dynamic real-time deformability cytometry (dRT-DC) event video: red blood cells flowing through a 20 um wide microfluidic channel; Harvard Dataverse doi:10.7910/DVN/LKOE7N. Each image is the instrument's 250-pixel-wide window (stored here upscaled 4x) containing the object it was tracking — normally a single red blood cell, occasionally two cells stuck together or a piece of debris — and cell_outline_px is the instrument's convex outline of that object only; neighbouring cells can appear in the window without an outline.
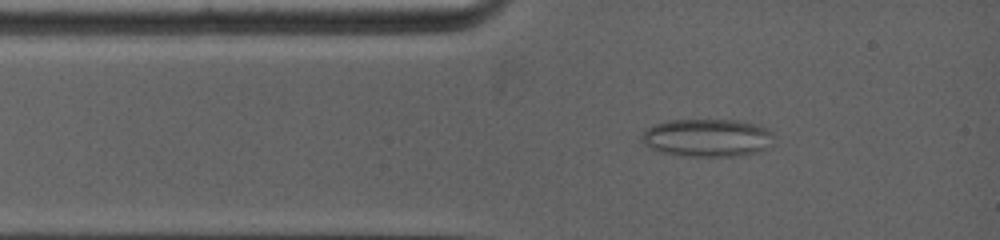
{"species": "common noctule bat (a hibernating species)", "species_latin": "Nyctalus noctula", "temperature_condition": "warm", "stored_images_in_passage": 39, "camera_frame_rate_fps": 5000, "um_per_image_px": 0.085, "animal": {"sex": "female", "body_mass_g": 19.0, "forearm_length_mm": 53.3}, "frame": {"image": 1, "passage_image": 5, "time_ms": 1.0, "image_size_px": [1000, 240], "cell_outline_px": [[776, 136], [760, 148], [736, 156], [684, 156], [660, 152], [644, 144], [640, 136], [644, 128], [668, 120], [736, 120], [756, 124], [768, 128]], "centroid_in_image_um": [60.02, 11.68], "position_along_channel_um": 25.0, "area_um2": 28.78}}
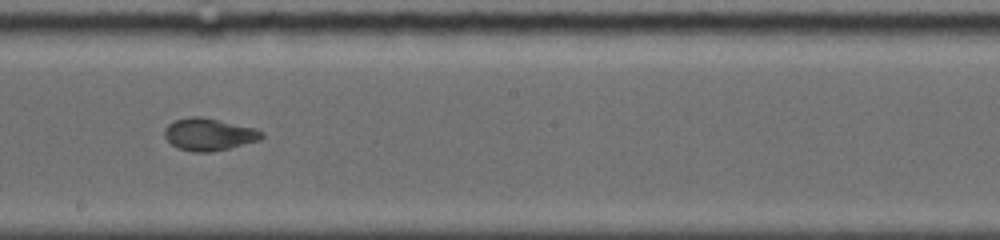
{"frame": {"image": 2, "passage_image": 22, "time_ms": 6.4, "image_size_px": [1000, 240], "cell_outline_px": [[264, 136], [260, 140], [228, 148], [208, 152], [192, 152], [176, 148], [164, 136], [164, 128], [168, 124], [176, 120], [188, 116], [200, 116], [256, 128], [264, 132]], "centroid_in_image_um": [17.75, 11.42], "position_along_channel_um": 230.4, "area_um2": 18.32}}
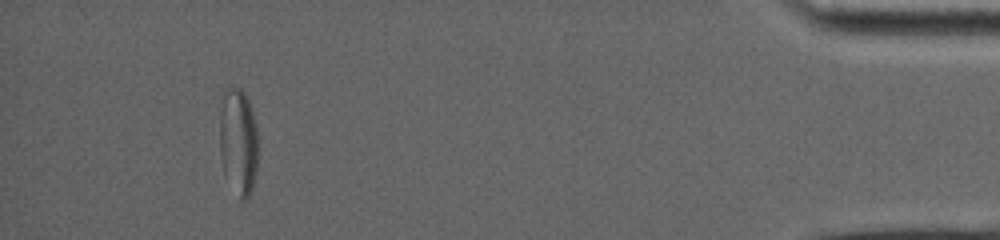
{"frame": {"image": 3, "passage_image": 39, "time_ms": 13.2, "image_size_px": [1000, 240], "cell_outline_px": [[256, 172], [252, 188], [248, 196], [244, 200], [240, 200], [224, 176], [220, 152], [220, 92], [224, 88], [240, 88], [244, 92], [248, 100], [252, 112], [256, 128]], "centroid_in_image_um": [20.21, 12.0], "position_along_channel_um": 415.0, "area_um2": 24.04}, "authors_computed_cell_mechanics": {"area_um2": 20.0566, "velocity_mm_per_s": 3.9947, "shape_relaxation_time_tau1_ms": null, "shape_relaxation_time_tau2_ms": 1.3092, "deformation_change_tau1": null, "deformation_change_tau2": 0.0644}}